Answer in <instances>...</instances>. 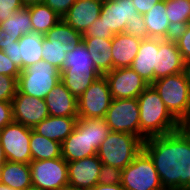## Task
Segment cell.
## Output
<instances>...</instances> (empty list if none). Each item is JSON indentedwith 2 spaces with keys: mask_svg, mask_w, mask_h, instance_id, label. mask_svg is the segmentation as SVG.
I'll return each instance as SVG.
<instances>
[{
  "mask_svg": "<svg viewBox=\"0 0 190 190\" xmlns=\"http://www.w3.org/2000/svg\"><path fill=\"white\" fill-rule=\"evenodd\" d=\"M143 150L154 162L164 190H190V132L180 128L169 134L151 136Z\"/></svg>",
  "mask_w": 190,
  "mask_h": 190,
  "instance_id": "cell-1",
  "label": "cell"
},
{
  "mask_svg": "<svg viewBox=\"0 0 190 190\" xmlns=\"http://www.w3.org/2000/svg\"><path fill=\"white\" fill-rule=\"evenodd\" d=\"M140 110V139L179 130L182 125L171 115L159 93L149 85L137 98Z\"/></svg>",
  "mask_w": 190,
  "mask_h": 190,
  "instance_id": "cell-2",
  "label": "cell"
},
{
  "mask_svg": "<svg viewBox=\"0 0 190 190\" xmlns=\"http://www.w3.org/2000/svg\"><path fill=\"white\" fill-rule=\"evenodd\" d=\"M143 149V141L129 133L111 131L97 150L102 164L123 170Z\"/></svg>",
  "mask_w": 190,
  "mask_h": 190,
  "instance_id": "cell-3",
  "label": "cell"
},
{
  "mask_svg": "<svg viewBox=\"0 0 190 190\" xmlns=\"http://www.w3.org/2000/svg\"><path fill=\"white\" fill-rule=\"evenodd\" d=\"M167 110L182 125L190 114V87L183 73L166 76L151 84Z\"/></svg>",
  "mask_w": 190,
  "mask_h": 190,
  "instance_id": "cell-4",
  "label": "cell"
},
{
  "mask_svg": "<svg viewBox=\"0 0 190 190\" xmlns=\"http://www.w3.org/2000/svg\"><path fill=\"white\" fill-rule=\"evenodd\" d=\"M60 81V70L42 59L38 63L21 70L17 80V89L23 94L45 99Z\"/></svg>",
  "mask_w": 190,
  "mask_h": 190,
  "instance_id": "cell-5",
  "label": "cell"
},
{
  "mask_svg": "<svg viewBox=\"0 0 190 190\" xmlns=\"http://www.w3.org/2000/svg\"><path fill=\"white\" fill-rule=\"evenodd\" d=\"M121 184L125 190H164L153 160L143 149L122 170Z\"/></svg>",
  "mask_w": 190,
  "mask_h": 190,
  "instance_id": "cell-6",
  "label": "cell"
},
{
  "mask_svg": "<svg viewBox=\"0 0 190 190\" xmlns=\"http://www.w3.org/2000/svg\"><path fill=\"white\" fill-rule=\"evenodd\" d=\"M32 187L40 190H63L68 187V166L63 158L31 161Z\"/></svg>",
  "mask_w": 190,
  "mask_h": 190,
  "instance_id": "cell-7",
  "label": "cell"
},
{
  "mask_svg": "<svg viewBox=\"0 0 190 190\" xmlns=\"http://www.w3.org/2000/svg\"><path fill=\"white\" fill-rule=\"evenodd\" d=\"M139 116L137 98L113 99L105 120L110 131L129 133L140 138Z\"/></svg>",
  "mask_w": 190,
  "mask_h": 190,
  "instance_id": "cell-8",
  "label": "cell"
},
{
  "mask_svg": "<svg viewBox=\"0 0 190 190\" xmlns=\"http://www.w3.org/2000/svg\"><path fill=\"white\" fill-rule=\"evenodd\" d=\"M112 100L107 78L101 75L78 98V118H105Z\"/></svg>",
  "mask_w": 190,
  "mask_h": 190,
  "instance_id": "cell-9",
  "label": "cell"
},
{
  "mask_svg": "<svg viewBox=\"0 0 190 190\" xmlns=\"http://www.w3.org/2000/svg\"><path fill=\"white\" fill-rule=\"evenodd\" d=\"M31 128L12 121L0 130V142L7 161L29 164Z\"/></svg>",
  "mask_w": 190,
  "mask_h": 190,
  "instance_id": "cell-10",
  "label": "cell"
},
{
  "mask_svg": "<svg viewBox=\"0 0 190 190\" xmlns=\"http://www.w3.org/2000/svg\"><path fill=\"white\" fill-rule=\"evenodd\" d=\"M43 39L44 34L30 31L2 51L18 68L24 70L42 60Z\"/></svg>",
  "mask_w": 190,
  "mask_h": 190,
  "instance_id": "cell-11",
  "label": "cell"
},
{
  "mask_svg": "<svg viewBox=\"0 0 190 190\" xmlns=\"http://www.w3.org/2000/svg\"><path fill=\"white\" fill-rule=\"evenodd\" d=\"M113 99L138 98L149 86L132 68H118L105 74Z\"/></svg>",
  "mask_w": 190,
  "mask_h": 190,
  "instance_id": "cell-12",
  "label": "cell"
},
{
  "mask_svg": "<svg viewBox=\"0 0 190 190\" xmlns=\"http://www.w3.org/2000/svg\"><path fill=\"white\" fill-rule=\"evenodd\" d=\"M11 104L13 121L30 128L49 116L44 99L23 94L18 89Z\"/></svg>",
  "mask_w": 190,
  "mask_h": 190,
  "instance_id": "cell-13",
  "label": "cell"
},
{
  "mask_svg": "<svg viewBox=\"0 0 190 190\" xmlns=\"http://www.w3.org/2000/svg\"><path fill=\"white\" fill-rule=\"evenodd\" d=\"M102 162L97 155L67 162L68 187L78 190H91L98 184Z\"/></svg>",
  "mask_w": 190,
  "mask_h": 190,
  "instance_id": "cell-14",
  "label": "cell"
},
{
  "mask_svg": "<svg viewBox=\"0 0 190 190\" xmlns=\"http://www.w3.org/2000/svg\"><path fill=\"white\" fill-rule=\"evenodd\" d=\"M132 0H104L100 18L114 34L124 32L127 21L137 18Z\"/></svg>",
  "mask_w": 190,
  "mask_h": 190,
  "instance_id": "cell-15",
  "label": "cell"
},
{
  "mask_svg": "<svg viewBox=\"0 0 190 190\" xmlns=\"http://www.w3.org/2000/svg\"><path fill=\"white\" fill-rule=\"evenodd\" d=\"M61 149L62 157L67 162L97 155L88 139V118H78L73 132L61 143Z\"/></svg>",
  "mask_w": 190,
  "mask_h": 190,
  "instance_id": "cell-16",
  "label": "cell"
},
{
  "mask_svg": "<svg viewBox=\"0 0 190 190\" xmlns=\"http://www.w3.org/2000/svg\"><path fill=\"white\" fill-rule=\"evenodd\" d=\"M184 59L173 38L159 39V51H156L154 81L182 72Z\"/></svg>",
  "mask_w": 190,
  "mask_h": 190,
  "instance_id": "cell-17",
  "label": "cell"
},
{
  "mask_svg": "<svg viewBox=\"0 0 190 190\" xmlns=\"http://www.w3.org/2000/svg\"><path fill=\"white\" fill-rule=\"evenodd\" d=\"M103 2L104 0H76L62 20L83 34L100 17Z\"/></svg>",
  "mask_w": 190,
  "mask_h": 190,
  "instance_id": "cell-18",
  "label": "cell"
},
{
  "mask_svg": "<svg viewBox=\"0 0 190 190\" xmlns=\"http://www.w3.org/2000/svg\"><path fill=\"white\" fill-rule=\"evenodd\" d=\"M49 116L78 117V99L60 81L44 99Z\"/></svg>",
  "mask_w": 190,
  "mask_h": 190,
  "instance_id": "cell-19",
  "label": "cell"
},
{
  "mask_svg": "<svg viewBox=\"0 0 190 190\" xmlns=\"http://www.w3.org/2000/svg\"><path fill=\"white\" fill-rule=\"evenodd\" d=\"M156 51H159L158 38L142 39L138 53L130 67L149 85L154 82Z\"/></svg>",
  "mask_w": 190,
  "mask_h": 190,
  "instance_id": "cell-20",
  "label": "cell"
},
{
  "mask_svg": "<svg viewBox=\"0 0 190 190\" xmlns=\"http://www.w3.org/2000/svg\"><path fill=\"white\" fill-rule=\"evenodd\" d=\"M142 39L125 32L115 34L112 38L113 69L131 67Z\"/></svg>",
  "mask_w": 190,
  "mask_h": 190,
  "instance_id": "cell-21",
  "label": "cell"
},
{
  "mask_svg": "<svg viewBox=\"0 0 190 190\" xmlns=\"http://www.w3.org/2000/svg\"><path fill=\"white\" fill-rule=\"evenodd\" d=\"M166 14L165 0H161L143 15L149 38H173L175 30L171 27Z\"/></svg>",
  "mask_w": 190,
  "mask_h": 190,
  "instance_id": "cell-22",
  "label": "cell"
},
{
  "mask_svg": "<svg viewBox=\"0 0 190 190\" xmlns=\"http://www.w3.org/2000/svg\"><path fill=\"white\" fill-rule=\"evenodd\" d=\"M78 117L48 116L33 130L48 139L62 143L74 130Z\"/></svg>",
  "mask_w": 190,
  "mask_h": 190,
  "instance_id": "cell-23",
  "label": "cell"
},
{
  "mask_svg": "<svg viewBox=\"0 0 190 190\" xmlns=\"http://www.w3.org/2000/svg\"><path fill=\"white\" fill-rule=\"evenodd\" d=\"M87 51L101 75L113 70L112 39L82 38Z\"/></svg>",
  "mask_w": 190,
  "mask_h": 190,
  "instance_id": "cell-24",
  "label": "cell"
},
{
  "mask_svg": "<svg viewBox=\"0 0 190 190\" xmlns=\"http://www.w3.org/2000/svg\"><path fill=\"white\" fill-rule=\"evenodd\" d=\"M0 183L15 190H26L32 187L30 165L6 161L0 167Z\"/></svg>",
  "mask_w": 190,
  "mask_h": 190,
  "instance_id": "cell-25",
  "label": "cell"
},
{
  "mask_svg": "<svg viewBox=\"0 0 190 190\" xmlns=\"http://www.w3.org/2000/svg\"><path fill=\"white\" fill-rule=\"evenodd\" d=\"M61 82L78 99L101 74L97 70H61Z\"/></svg>",
  "mask_w": 190,
  "mask_h": 190,
  "instance_id": "cell-26",
  "label": "cell"
},
{
  "mask_svg": "<svg viewBox=\"0 0 190 190\" xmlns=\"http://www.w3.org/2000/svg\"><path fill=\"white\" fill-rule=\"evenodd\" d=\"M25 7L30 13L32 31L45 35L53 26L62 20L56 12L43 2L28 4Z\"/></svg>",
  "mask_w": 190,
  "mask_h": 190,
  "instance_id": "cell-27",
  "label": "cell"
},
{
  "mask_svg": "<svg viewBox=\"0 0 190 190\" xmlns=\"http://www.w3.org/2000/svg\"><path fill=\"white\" fill-rule=\"evenodd\" d=\"M30 150L32 161L62 157L61 143L36 133L31 128Z\"/></svg>",
  "mask_w": 190,
  "mask_h": 190,
  "instance_id": "cell-28",
  "label": "cell"
},
{
  "mask_svg": "<svg viewBox=\"0 0 190 190\" xmlns=\"http://www.w3.org/2000/svg\"><path fill=\"white\" fill-rule=\"evenodd\" d=\"M78 43L62 44L58 41H49L44 37L42 46V59L58 68H63L66 54L73 51Z\"/></svg>",
  "mask_w": 190,
  "mask_h": 190,
  "instance_id": "cell-29",
  "label": "cell"
},
{
  "mask_svg": "<svg viewBox=\"0 0 190 190\" xmlns=\"http://www.w3.org/2000/svg\"><path fill=\"white\" fill-rule=\"evenodd\" d=\"M0 29L4 30L8 35L22 37L32 31V23L29 10L24 7L16 11L5 22L0 23Z\"/></svg>",
  "mask_w": 190,
  "mask_h": 190,
  "instance_id": "cell-30",
  "label": "cell"
},
{
  "mask_svg": "<svg viewBox=\"0 0 190 190\" xmlns=\"http://www.w3.org/2000/svg\"><path fill=\"white\" fill-rule=\"evenodd\" d=\"M166 15L176 31L190 22V0H165Z\"/></svg>",
  "mask_w": 190,
  "mask_h": 190,
  "instance_id": "cell-31",
  "label": "cell"
},
{
  "mask_svg": "<svg viewBox=\"0 0 190 190\" xmlns=\"http://www.w3.org/2000/svg\"><path fill=\"white\" fill-rule=\"evenodd\" d=\"M62 70H97L83 40L73 51L66 54Z\"/></svg>",
  "mask_w": 190,
  "mask_h": 190,
  "instance_id": "cell-32",
  "label": "cell"
},
{
  "mask_svg": "<svg viewBox=\"0 0 190 190\" xmlns=\"http://www.w3.org/2000/svg\"><path fill=\"white\" fill-rule=\"evenodd\" d=\"M44 37L49 41H58L63 45L79 43L82 41V34L63 20H60L55 26H53Z\"/></svg>",
  "mask_w": 190,
  "mask_h": 190,
  "instance_id": "cell-33",
  "label": "cell"
},
{
  "mask_svg": "<svg viewBox=\"0 0 190 190\" xmlns=\"http://www.w3.org/2000/svg\"><path fill=\"white\" fill-rule=\"evenodd\" d=\"M110 132V128L105 118H88V139L91 147L96 151Z\"/></svg>",
  "mask_w": 190,
  "mask_h": 190,
  "instance_id": "cell-34",
  "label": "cell"
},
{
  "mask_svg": "<svg viewBox=\"0 0 190 190\" xmlns=\"http://www.w3.org/2000/svg\"><path fill=\"white\" fill-rule=\"evenodd\" d=\"M173 39L184 59H190V22L181 29L174 32Z\"/></svg>",
  "mask_w": 190,
  "mask_h": 190,
  "instance_id": "cell-35",
  "label": "cell"
},
{
  "mask_svg": "<svg viewBox=\"0 0 190 190\" xmlns=\"http://www.w3.org/2000/svg\"><path fill=\"white\" fill-rule=\"evenodd\" d=\"M115 34L107 28L105 23L99 17L95 20L87 30L82 34V38H102V39H112Z\"/></svg>",
  "mask_w": 190,
  "mask_h": 190,
  "instance_id": "cell-36",
  "label": "cell"
},
{
  "mask_svg": "<svg viewBox=\"0 0 190 190\" xmlns=\"http://www.w3.org/2000/svg\"><path fill=\"white\" fill-rule=\"evenodd\" d=\"M18 88L17 79L4 74L0 75V101L11 102Z\"/></svg>",
  "mask_w": 190,
  "mask_h": 190,
  "instance_id": "cell-37",
  "label": "cell"
},
{
  "mask_svg": "<svg viewBox=\"0 0 190 190\" xmlns=\"http://www.w3.org/2000/svg\"><path fill=\"white\" fill-rule=\"evenodd\" d=\"M122 170L110 165L102 164L98 183L100 184H117L121 183Z\"/></svg>",
  "mask_w": 190,
  "mask_h": 190,
  "instance_id": "cell-38",
  "label": "cell"
},
{
  "mask_svg": "<svg viewBox=\"0 0 190 190\" xmlns=\"http://www.w3.org/2000/svg\"><path fill=\"white\" fill-rule=\"evenodd\" d=\"M124 32L141 39L149 38L147 35V27L143 15L140 14L137 18L127 21Z\"/></svg>",
  "mask_w": 190,
  "mask_h": 190,
  "instance_id": "cell-39",
  "label": "cell"
},
{
  "mask_svg": "<svg viewBox=\"0 0 190 190\" xmlns=\"http://www.w3.org/2000/svg\"><path fill=\"white\" fill-rule=\"evenodd\" d=\"M24 7L22 0H0V23L5 22L12 14Z\"/></svg>",
  "mask_w": 190,
  "mask_h": 190,
  "instance_id": "cell-40",
  "label": "cell"
},
{
  "mask_svg": "<svg viewBox=\"0 0 190 190\" xmlns=\"http://www.w3.org/2000/svg\"><path fill=\"white\" fill-rule=\"evenodd\" d=\"M21 69L18 68L9 57L0 50V75L4 74L18 80Z\"/></svg>",
  "mask_w": 190,
  "mask_h": 190,
  "instance_id": "cell-41",
  "label": "cell"
},
{
  "mask_svg": "<svg viewBox=\"0 0 190 190\" xmlns=\"http://www.w3.org/2000/svg\"><path fill=\"white\" fill-rule=\"evenodd\" d=\"M42 2L63 18L76 0H42Z\"/></svg>",
  "mask_w": 190,
  "mask_h": 190,
  "instance_id": "cell-42",
  "label": "cell"
},
{
  "mask_svg": "<svg viewBox=\"0 0 190 190\" xmlns=\"http://www.w3.org/2000/svg\"><path fill=\"white\" fill-rule=\"evenodd\" d=\"M13 121L12 104L8 101H0V130Z\"/></svg>",
  "mask_w": 190,
  "mask_h": 190,
  "instance_id": "cell-43",
  "label": "cell"
},
{
  "mask_svg": "<svg viewBox=\"0 0 190 190\" xmlns=\"http://www.w3.org/2000/svg\"><path fill=\"white\" fill-rule=\"evenodd\" d=\"M137 12L140 15L146 14L152 7L161 0H132Z\"/></svg>",
  "mask_w": 190,
  "mask_h": 190,
  "instance_id": "cell-44",
  "label": "cell"
},
{
  "mask_svg": "<svg viewBox=\"0 0 190 190\" xmlns=\"http://www.w3.org/2000/svg\"><path fill=\"white\" fill-rule=\"evenodd\" d=\"M21 37L10 36L4 30L0 29V50L6 49L14 42L19 41Z\"/></svg>",
  "mask_w": 190,
  "mask_h": 190,
  "instance_id": "cell-45",
  "label": "cell"
},
{
  "mask_svg": "<svg viewBox=\"0 0 190 190\" xmlns=\"http://www.w3.org/2000/svg\"><path fill=\"white\" fill-rule=\"evenodd\" d=\"M91 190H125L121 183L117 184H96Z\"/></svg>",
  "mask_w": 190,
  "mask_h": 190,
  "instance_id": "cell-46",
  "label": "cell"
},
{
  "mask_svg": "<svg viewBox=\"0 0 190 190\" xmlns=\"http://www.w3.org/2000/svg\"><path fill=\"white\" fill-rule=\"evenodd\" d=\"M182 73L184 75L186 82L188 83L190 87V59L184 61Z\"/></svg>",
  "mask_w": 190,
  "mask_h": 190,
  "instance_id": "cell-47",
  "label": "cell"
},
{
  "mask_svg": "<svg viewBox=\"0 0 190 190\" xmlns=\"http://www.w3.org/2000/svg\"><path fill=\"white\" fill-rule=\"evenodd\" d=\"M7 161V158L4 153V149L0 142V167Z\"/></svg>",
  "mask_w": 190,
  "mask_h": 190,
  "instance_id": "cell-48",
  "label": "cell"
},
{
  "mask_svg": "<svg viewBox=\"0 0 190 190\" xmlns=\"http://www.w3.org/2000/svg\"><path fill=\"white\" fill-rule=\"evenodd\" d=\"M22 2L26 5L28 4H32V3H38V2H42V0H22Z\"/></svg>",
  "mask_w": 190,
  "mask_h": 190,
  "instance_id": "cell-49",
  "label": "cell"
},
{
  "mask_svg": "<svg viewBox=\"0 0 190 190\" xmlns=\"http://www.w3.org/2000/svg\"><path fill=\"white\" fill-rule=\"evenodd\" d=\"M0 190H15V189H12L9 186L0 183Z\"/></svg>",
  "mask_w": 190,
  "mask_h": 190,
  "instance_id": "cell-50",
  "label": "cell"
},
{
  "mask_svg": "<svg viewBox=\"0 0 190 190\" xmlns=\"http://www.w3.org/2000/svg\"><path fill=\"white\" fill-rule=\"evenodd\" d=\"M182 127H190V114L186 119V121L182 124Z\"/></svg>",
  "mask_w": 190,
  "mask_h": 190,
  "instance_id": "cell-51",
  "label": "cell"
},
{
  "mask_svg": "<svg viewBox=\"0 0 190 190\" xmlns=\"http://www.w3.org/2000/svg\"><path fill=\"white\" fill-rule=\"evenodd\" d=\"M26 190H40V189L35 188V187H30V188H27Z\"/></svg>",
  "mask_w": 190,
  "mask_h": 190,
  "instance_id": "cell-52",
  "label": "cell"
},
{
  "mask_svg": "<svg viewBox=\"0 0 190 190\" xmlns=\"http://www.w3.org/2000/svg\"><path fill=\"white\" fill-rule=\"evenodd\" d=\"M63 190H78V189H73V188L67 187V188H64Z\"/></svg>",
  "mask_w": 190,
  "mask_h": 190,
  "instance_id": "cell-53",
  "label": "cell"
},
{
  "mask_svg": "<svg viewBox=\"0 0 190 190\" xmlns=\"http://www.w3.org/2000/svg\"><path fill=\"white\" fill-rule=\"evenodd\" d=\"M190 132V127H182Z\"/></svg>",
  "mask_w": 190,
  "mask_h": 190,
  "instance_id": "cell-54",
  "label": "cell"
}]
</instances>
